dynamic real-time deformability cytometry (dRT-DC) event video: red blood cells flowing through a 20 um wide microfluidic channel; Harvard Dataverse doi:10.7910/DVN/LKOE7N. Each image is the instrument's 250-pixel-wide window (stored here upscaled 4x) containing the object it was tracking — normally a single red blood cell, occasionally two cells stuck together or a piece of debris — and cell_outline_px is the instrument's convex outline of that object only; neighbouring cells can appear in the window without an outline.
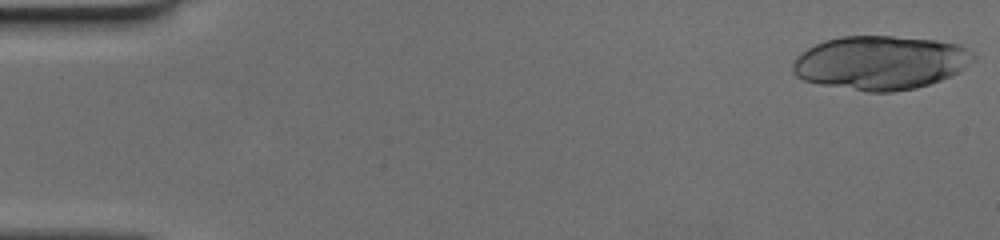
{"species": "human", "species_latin": "Homo sapiens", "temperature_condition": "cold", "stored_images_in_passage": 33, "camera_frame_rate_fps": 3000, "um_per_image_px": 0.085, "donor": {"sex": "female"}, "frame": {"image": 1, "passage_image": 1, "time_ms": 0.0, "image_size_px": [1000, 240], "cell_outline_px": [[976, 60], [964, 68], [940, 80], [916, 88], [892, 92], [868, 92], [820, 84], [804, 80], [796, 76], [792, 72], [792, 64], [796, 56], [808, 48], [824, 40], [840, 36], [892, 36], [936, 40], [960, 44], [972, 52], [976, 56]], "centroid_in_image_um": [74.84, 5.32], "position_along_channel_um": 10.2, "area_um2": 56.82}}
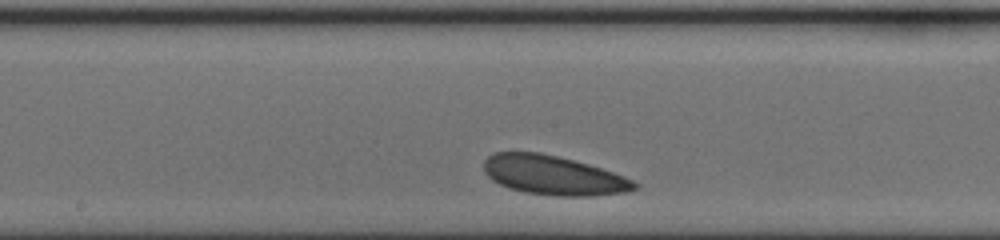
{"frame": {"image": 2, "passage_image": 20, "time_ms": 6.333, "image_size_px": [1000, 240], "cell_outline_px": [[640, 184], [636, 188], [624, 192], [596, 196], [556, 196], [524, 192], [508, 188], [492, 180], [484, 172], [484, 160], [492, 152], [540, 152], [588, 164], [624, 176]], "centroid_in_image_um": [47.01, 14.9], "position_along_channel_um": 201.2, "area_um2": 34.45}}
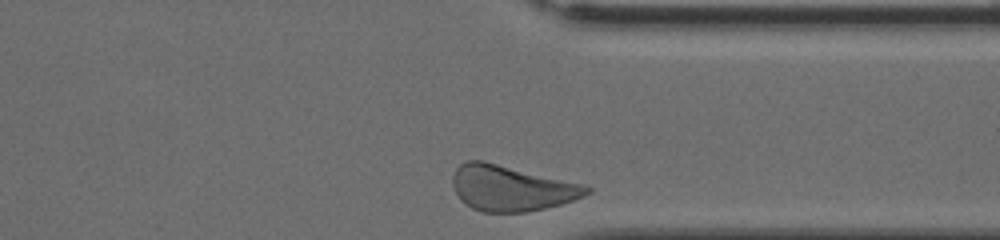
{"frame": {"image": 3, "passage_image": 33, "time_ms": 10.667, "image_size_px": [1000, 240], "cell_outline_px": [[592, 192], [584, 196], [560, 204], [528, 212], [480, 212], [472, 208], [456, 192], [452, 184], [452, 176], [456, 168], [464, 160], [484, 160], [580, 184], [592, 188]], "centroid_in_image_um": [43.43, 15.98], "position_along_channel_um": 368.0, "area_um2": 35.2}}